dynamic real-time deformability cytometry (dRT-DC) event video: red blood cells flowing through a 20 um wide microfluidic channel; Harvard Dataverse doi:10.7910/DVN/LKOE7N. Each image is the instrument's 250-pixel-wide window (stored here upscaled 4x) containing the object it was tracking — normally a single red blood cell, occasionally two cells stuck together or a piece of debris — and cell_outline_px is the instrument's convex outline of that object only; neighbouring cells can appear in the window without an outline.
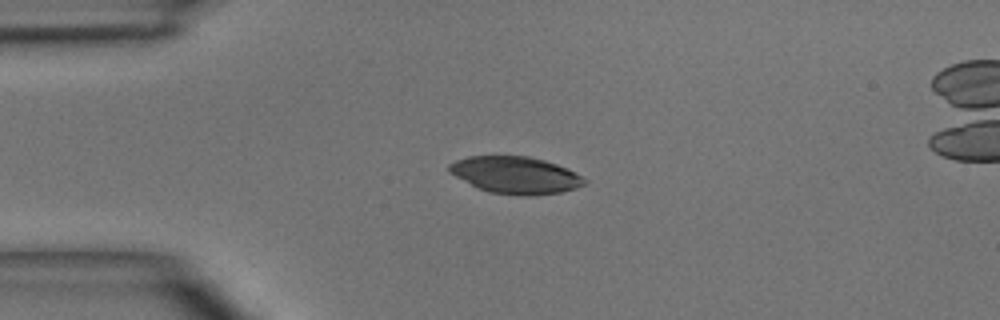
{"species": "common noctule bat (a hibernating species)", "species_latin": "Nyctalus noctula", "temperature_condition": "room temperature", "stored_images_in_passage": 3, "camera_frame_rate_fps": 3000, "um_per_image_px": 0.085, "animal": {"sex": "male", "body_mass_g": 15.6}, "frame": {"image": 1, "passage_image": 2, "time_ms": 1.0, "image_size_px": [1000, 320], "cell_outline_px": [[588, 184], [576, 188], [560, 192], [528, 196], [492, 192], [480, 188], [448, 172], [448, 164], [456, 160], [468, 156], [528, 156], [544, 160], [568, 168], [588, 180]], "centroid_in_image_um": [43.86, 14.87], "position_along_channel_um": 41.1, "area_um2": 28.96}}